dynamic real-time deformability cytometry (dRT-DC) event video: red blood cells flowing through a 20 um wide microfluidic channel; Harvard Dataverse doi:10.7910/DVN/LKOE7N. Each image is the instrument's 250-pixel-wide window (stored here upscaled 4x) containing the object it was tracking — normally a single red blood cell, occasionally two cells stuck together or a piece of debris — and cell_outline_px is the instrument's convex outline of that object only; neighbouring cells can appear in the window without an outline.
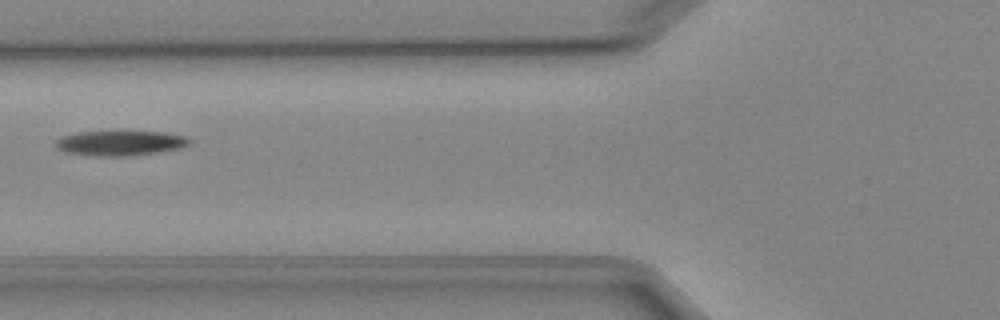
{"species": "Egyptian fruit bat (a non-hibernating species)", "species_latin": "Rousettus aegyptiacus", "temperature_condition": "cold", "stored_images_in_passage": 6, "camera_frame_rate_fps": 3000, "um_per_image_px": 0.085, "animal": {"sex": "female"}, "frame": {"image": 1, "passage_image": 6, "time_ms": 5.667, "image_size_px": [1000, 320], "cell_outline_px": [[192, 144], [180, 148], [156, 152], [124, 156], [96, 156], [64, 152], [56, 148], [56, 140], [60, 136], [76, 132], [116, 128], [164, 132], [188, 136], [192, 140]], "centroid_in_image_um": [10.22, 12.09], "position_along_channel_um": 115.6, "area_um2": 20.75}}